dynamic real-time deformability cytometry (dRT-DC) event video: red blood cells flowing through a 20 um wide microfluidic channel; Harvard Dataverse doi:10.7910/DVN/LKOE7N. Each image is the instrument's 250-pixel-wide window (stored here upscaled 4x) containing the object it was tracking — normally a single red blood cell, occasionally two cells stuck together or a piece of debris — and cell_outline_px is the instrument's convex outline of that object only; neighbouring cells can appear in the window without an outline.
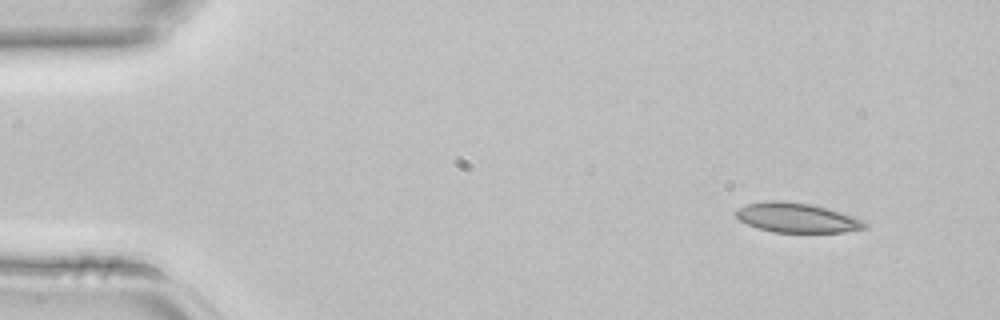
{"species": "common noctule bat (a hibernating species)", "species_latin": "Nyctalus noctula", "temperature_condition": "room temperature", "stored_images_in_passage": 3, "camera_frame_rate_fps": 3000, "um_per_image_px": 0.085, "animal": {"sex": "female", "body_mass_g": 22.7, "forearm_length_mm": 54.2}, "frame": {"image": 1, "passage_image": 1, "time_ms": 0.0, "image_size_px": [1000, 320], "cell_outline_px": [[868, 224], [864, 228], [844, 232], [772, 232], [756, 228], [740, 220], [736, 216], [736, 208], [748, 204], [764, 200], [784, 200], [812, 204], [828, 208], [864, 220]], "centroid_in_image_um": [67.71, 18.49], "position_along_channel_um": 17.3, "area_um2": 22.37}}